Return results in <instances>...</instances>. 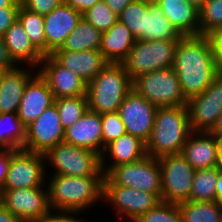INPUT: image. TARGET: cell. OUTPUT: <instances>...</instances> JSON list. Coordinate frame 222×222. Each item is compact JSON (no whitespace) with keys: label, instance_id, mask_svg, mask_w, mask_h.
Segmentation results:
<instances>
[{"label":"cell","instance_id":"24","mask_svg":"<svg viewBox=\"0 0 222 222\" xmlns=\"http://www.w3.org/2000/svg\"><path fill=\"white\" fill-rule=\"evenodd\" d=\"M163 15L182 36L200 35L199 9L185 0H160Z\"/></svg>","mask_w":222,"mask_h":222},{"label":"cell","instance_id":"15","mask_svg":"<svg viewBox=\"0 0 222 222\" xmlns=\"http://www.w3.org/2000/svg\"><path fill=\"white\" fill-rule=\"evenodd\" d=\"M103 199L110 202L118 215L124 216L128 222H134L161 201L156 193L119 185H103Z\"/></svg>","mask_w":222,"mask_h":222},{"label":"cell","instance_id":"43","mask_svg":"<svg viewBox=\"0 0 222 222\" xmlns=\"http://www.w3.org/2000/svg\"><path fill=\"white\" fill-rule=\"evenodd\" d=\"M12 150L0 149V189L3 187L11 162Z\"/></svg>","mask_w":222,"mask_h":222},{"label":"cell","instance_id":"6","mask_svg":"<svg viewBox=\"0 0 222 222\" xmlns=\"http://www.w3.org/2000/svg\"><path fill=\"white\" fill-rule=\"evenodd\" d=\"M178 40H136L122 62L132 81L151 71L173 67Z\"/></svg>","mask_w":222,"mask_h":222},{"label":"cell","instance_id":"42","mask_svg":"<svg viewBox=\"0 0 222 222\" xmlns=\"http://www.w3.org/2000/svg\"><path fill=\"white\" fill-rule=\"evenodd\" d=\"M208 36L212 43L215 61L222 73V27L215 29Z\"/></svg>","mask_w":222,"mask_h":222},{"label":"cell","instance_id":"26","mask_svg":"<svg viewBox=\"0 0 222 222\" xmlns=\"http://www.w3.org/2000/svg\"><path fill=\"white\" fill-rule=\"evenodd\" d=\"M135 41L129 28L117 21L102 33L99 51L108 63H122L130 53Z\"/></svg>","mask_w":222,"mask_h":222},{"label":"cell","instance_id":"52","mask_svg":"<svg viewBox=\"0 0 222 222\" xmlns=\"http://www.w3.org/2000/svg\"><path fill=\"white\" fill-rule=\"evenodd\" d=\"M187 3L192 4L197 9H200L206 0H185Z\"/></svg>","mask_w":222,"mask_h":222},{"label":"cell","instance_id":"3","mask_svg":"<svg viewBox=\"0 0 222 222\" xmlns=\"http://www.w3.org/2000/svg\"><path fill=\"white\" fill-rule=\"evenodd\" d=\"M49 205L53 211L82 212L103 198L104 176L74 177L53 174L49 179Z\"/></svg>","mask_w":222,"mask_h":222},{"label":"cell","instance_id":"49","mask_svg":"<svg viewBox=\"0 0 222 222\" xmlns=\"http://www.w3.org/2000/svg\"><path fill=\"white\" fill-rule=\"evenodd\" d=\"M215 191H216V201L222 205V171L218 175Z\"/></svg>","mask_w":222,"mask_h":222},{"label":"cell","instance_id":"48","mask_svg":"<svg viewBox=\"0 0 222 222\" xmlns=\"http://www.w3.org/2000/svg\"><path fill=\"white\" fill-rule=\"evenodd\" d=\"M211 134H213L218 139H222V114L217 119L214 127L210 131Z\"/></svg>","mask_w":222,"mask_h":222},{"label":"cell","instance_id":"23","mask_svg":"<svg viewBox=\"0 0 222 222\" xmlns=\"http://www.w3.org/2000/svg\"><path fill=\"white\" fill-rule=\"evenodd\" d=\"M9 55L17 65L26 63L29 67H38L44 55L33 45L23 26L17 20L2 36ZM24 62V63H23Z\"/></svg>","mask_w":222,"mask_h":222},{"label":"cell","instance_id":"29","mask_svg":"<svg viewBox=\"0 0 222 222\" xmlns=\"http://www.w3.org/2000/svg\"><path fill=\"white\" fill-rule=\"evenodd\" d=\"M26 139V127L20 121L17 112L0 113V149H23Z\"/></svg>","mask_w":222,"mask_h":222},{"label":"cell","instance_id":"45","mask_svg":"<svg viewBox=\"0 0 222 222\" xmlns=\"http://www.w3.org/2000/svg\"><path fill=\"white\" fill-rule=\"evenodd\" d=\"M100 0H64V2L81 14L93 7Z\"/></svg>","mask_w":222,"mask_h":222},{"label":"cell","instance_id":"32","mask_svg":"<svg viewBox=\"0 0 222 222\" xmlns=\"http://www.w3.org/2000/svg\"><path fill=\"white\" fill-rule=\"evenodd\" d=\"M18 21L27 33L33 45L45 56L46 38L44 31V16L25 9L22 5L18 13Z\"/></svg>","mask_w":222,"mask_h":222},{"label":"cell","instance_id":"12","mask_svg":"<svg viewBox=\"0 0 222 222\" xmlns=\"http://www.w3.org/2000/svg\"><path fill=\"white\" fill-rule=\"evenodd\" d=\"M64 136L65 129L62 127L58 108L54 103L26 127L23 149L44 154L48 149L64 142Z\"/></svg>","mask_w":222,"mask_h":222},{"label":"cell","instance_id":"51","mask_svg":"<svg viewBox=\"0 0 222 222\" xmlns=\"http://www.w3.org/2000/svg\"><path fill=\"white\" fill-rule=\"evenodd\" d=\"M216 167H218L220 170H222V139H219V145H218V149H217Z\"/></svg>","mask_w":222,"mask_h":222},{"label":"cell","instance_id":"17","mask_svg":"<svg viewBox=\"0 0 222 222\" xmlns=\"http://www.w3.org/2000/svg\"><path fill=\"white\" fill-rule=\"evenodd\" d=\"M81 17L80 12L65 2L44 16L46 55L52 54L64 45Z\"/></svg>","mask_w":222,"mask_h":222},{"label":"cell","instance_id":"50","mask_svg":"<svg viewBox=\"0 0 222 222\" xmlns=\"http://www.w3.org/2000/svg\"><path fill=\"white\" fill-rule=\"evenodd\" d=\"M21 0H0V8L4 7H20Z\"/></svg>","mask_w":222,"mask_h":222},{"label":"cell","instance_id":"47","mask_svg":"<svg viewBox=\"0 0 222 222\" xmlns=\"http://www.w3.org/2000/svg\"><path fill=\"white\" fill-rule=\"evenodd\" d=\"M0 222H22L0 203Z\"/></svg>","mask_w":222,"mask_h":222},{"label":"cell","instance_id":"5","mask_svg":"<svg viewBox=\"0 0 222 222\" xmlns=\"http://www.w3.org/2000/svg\"><path fill=\"white\" fill-rule=\"evenodd\" d=\"M43 155L44 160L53 165L54 174L74 177L104 176L101 155L94 150L62 142Z\"/></svg>","mask_w":222,"mask_h":222},{"label":"cell","instance_id":"16","mask_svg":"<svg viewBox=\"0 0 222 222\" xmlns=\"http://www.w3.org/2000/svg\"><path fill=\"white\" fill-rule=\"evenodd\" d=\"M40 65L38 72L48 83L55 99L87 95V83L51 55H45Z\"/></svg>","mask_w":222,"mask_h":222},{"label":"cell","instance_id":"22","mask_svg":"<svg viewBox=\"0 0 222 222\" xmlns=\"http://www.w3.org/2000/svg\"><path fill=\"white\" fill-rule=\"evenodd\" d=\"M106 152L108 154H105ZM105 155L113 160L111 166L105 162ZM146 155V143L136 136L125 133L105 147L101 155V167L105 175L112 167L136 162Z\"/></svg>","mask_w":222,"mask_h":222},{"label":"cell","instance_id":"21","mask_svg":"<svg viewBox=\"0 0 222 222\" xmlns=\"http://www.w3.org/2000/svg\"><path fill=\"white\" fill-rule=\"evenodd\" d=\"M219 139L210 132H192L181 151L182 156L195 169L216 167Z\"/></svg>","mask_w":222,"mask_h":222},{"label":"cell","instance_id":"36","mask_svg":"<svg viewBox=\"0 0 222 222\" xmlns=\"http://www.w3.org/2000/svg\"><path fill=\"white\" fill-rule=\"evenodd\" d=\"M134 222H183L178 204L160 201Z\"/></svg>","mask_w":222,"mask_h":222},{"label":"cell","instance_id":"30","mask_svg":"<svg viewBox=\"0 0 222 222\" xmlns=\"http://www.w3.org/2000/svg\"><path fill=\"white\" fill-rule=\"evenodd\" d=\"M183 222H222V205L217 201L178 203Z\"/></svg>","mask_w":222,"mask_h":222},{"label":"cell","instance_id":"2","mask_svg":"<svg viewBox=\"0 0 222 222\" xmlns=\"http://www.w3.org/2000/svg\"><path fill=\"white\" fill-rule=\"evenodd\" d=\"M192 132L186 105L158 107L146 153L154 158L180 154Z\"/></svg>","mask_w":222,"mask_h":222},{"label":"cell","instance_id":"39","mask_svg":"<svg viewBox=\"0 0 222 222\" xmlns=\"http://www.w3.org/2000/svg\"><path fill=\"white\" fill-rule=\"evenodd\" d=\"M63 3L64 0H21V5L25 9L38 13L42 16L47 15Z\"/></svg>","mask_w":222,"mask_h":222},{"label":"cell","instance_id":"31","mask_svg":"<svg viewBox=\"0 0 222 222\" xmlns=\"http://www.w3.org/2000/svg\"><path fill=\"white\" fill-rule=\"evenodd\" d=\"M222 170L218 167L195 170L189 201H216V183Z\"/></svg>","mask_w":222,"mask_h":222},{"label":"cell","instance_id":"28","mask_svg":"<svg viewBox=\"0 0 222 222\" xmlns=\"http://www.w3.org/2000/svg\"><path fill=\"white\" fill-rule=\"evenodd\" d=\"M101 36L102 32L82 16L61 48L70 52L99 50Z\"/></svg>","mask_w":222,"mask_h":222},{"label":"cell","instance_id":"8","mask_svg":"<svg viewBox=\"0 0 222 222\" xmlns=\"http://www.w3.org/2000/svg\"><path fill=\"white\" fill-rule=\"evenodd\" d=\"M103 185H119L150 193L161 198V171L158 158L146 155L133 163L112 167L105 175Z\"/></svg>","mask_w":222,"mask_h":222},{"label":"cell","instance_id":"25","mask_svg":"<svg viewBox=\"0 0 222 222\" xmlns=\"http://www.w3.org/2000/svg\"><path fill=\"white\" fill-rule=\"evenodd\" d=\"M31 70L22 67L3 70L0 79V113L18 111L28 81L33 77Z\"/></svg>","mask_w":222,"mask_h":222},{"label":"cell","instance_id":"13","mask_svg":"<svg viewBox=\"0 0 222 222\" xmlns=\"http://www.w3.org/2000/svg\"><path fill=\"white\" fill-rule=\"evenodd\" d=\"M42 187L0 189V203L22 222H29L51 209L48 188Z\"/></svg>","mask_w":222,"mask_h":222},{"label":"cell","instance_id":"46","mask_svg":"<svg viewBox=\"0 0 222 222\" xmlns=\"http://www.w3.org/2000/svg\"><path fill=\"white\" fill-rule=\"evenodd\" d=\"M110 9L118 16L122 10L134 0H104Z\"/></svg>","mask_w":222,"mask_h":222},{"label":"cell","instance_id":"38","mask_svg":"<svg viewBox=\"0 0 222 222\" xmlns=\"http://www.w3.org/2000/svg\"><path fill=\"white\" fill-rule=\"evenodd\" d=\"M103 151L105 147L126 133L125 125L118 112L101 114Z\"/></svg>","mask_w":222,"mask_h":222},{"label":"cell","instance_id":"34","mask_svg":"<svg viewBox=\"0 0 222 222\" xmlns=\"http://www.w3.org/2000/svg\"><path fill=\"white\" fill-rule=\"evenodd\" d=\"M118 21L125 24L136 40L145 41V0H134L118 15Z\"/></svg>","mask_w":222,"mask_h":222},{"label":"cell","instance_id":"40","mask_svg":"<svg viewBox=\"0 0 222 222\" xmlns=\"http://www.w3.org/2000/svg\"><path fill=\"white\" fill-rule=\"evenodd\" d=\"M51 211L54 212L50 209L46 214L34 218L29 222H84V220L73 217V212L58 210V212L54 214L51 213Z\"/></svg>","mask_w":222,"mask_h":222},{"label":"cell","instance_id":"7","mask_svg":"<svg viewBox=\"0 0 222 222\" xmlns=\"http://www.w3.org/2000/svg\"><path fill=\"white\" fill-rule=\"evenodd\" d=\"M133 89L157 107L187 105L173 67L151 71L133 81Z\"/></svg>","mask_w":222,"mask_h":222},{"label":"cell","instance_id":"44","mask_svg":"<svg viewBox=\"0 0 222 222\" xmlns=\"http://www.w3.org/2000/svg\"><path fill=\"white\" fill-rule=\"evenodd\" d=\"M17 65L11 59L8 49L4 43L2 37H0V69L1 70H9L13 69Z\"/></svg>","mask_w":222,"mask_h":222},{"label":"cell","instance_id":"20","mask_svg":"<svg viewBox=\"0 0 222 222\" xmlns=\"http://www.w3.org/2000/svg\"><path fill=\"white\" fill-rule=\"evenodd\" d=\"M50 55L87 84L108 64L99 50L70 52L59 48Z\"/></svg>","mask_w":222,"mask_h":222},{"label":"cell","instance_id":"9","mask_svg":"<svg viewBox=\"0 0 222 222\" xmlns=\"http://www.w3.org/2000/svg\"><path fill=\"white\" fill-rule=\"evenodd\" d=\"M161 171V201L178 204L188 201L195 169L182 154L158 158Z\"/></svg>","mask_w":222,"mask_h":222},{"label":"cell","instance_id":"4","mask_svg":"<svg viewBox=\"0 0 222 222\" xmlns=\"http://www.w3.org/2000/svg\"><path fill=\"white\" fill-rule=\"evenodd\" d=\"M133 90V81L122 63H108L88 84V109L99 114L118 112Z\"/></svg>","mask_w":222,"mask_h":222},{"label":"cell","instance_id":"14","mask_svg":"<svg viewBox=\"0 0 222 222\" xmlns=\"http://www.w3.org/2000/svg\"><path fill=\"white\" fill-rule=\"evenodd\" d=\"M157 108L133 89L123 99L118 110L126 133L136 136L146 143L153 130Z\"/></svg>","mask_w":222,"mask_h":222},{"label":"cell","instance_id":"41","mask_svg":"<svg viewBox=\"0 0 222 222\" xmlns=\"http://www.w3.org/2000/svg\"><path fill=\"white\" fill-rule=\"evenodd\" d=\"M20 7L0 8V37L18 20Z\"/></svg>","mask_w":222,"mask_h":222},{"label":"cell","instance_id":"18","mask_svg":"<svg viewBox=\"0 0 222 222\" xmlns=\"http://www.w3.org/2000/svg\"><path fill=\"white\" fill-rule=\"evenodd\" d=\"M55 98L46 80L39 72L28 81L17 115L25 127L34 122L43 111L54 104Z\"/></svg>","mask_w":222,"mask_h":222},{"label":"cell","instance_id":"37","mask_svg":"<svg viewBox=\"0 0 222 222\" xmlns=\"http://www.w3.org/2000/svg\"><path fill=\"white\" fill-rule=\"evenodd\" d=\"M82 16L102 33L118 21V16L110 9L104 0H100L88 9Z\"/></svg>","mask_w":222,"mask_h":222},{"label":"cell","instance_id":"10","mask_svg":"<svg viewBox=\"0 0 222 222\" xmlns=\"http://www.w3.org/2000/svg\"><path fill=\"white\" fill-rule=\"evenodd\" d=\"M191 129L194 132H210L222 114V73L207 89L187 99Z\"/></svg>","mask_w":222,"mask_h":222},{"label":"cell","instance_id":"54","mask_svg":"<svg viewBox=\"0 0 222 222\" xmlns=\"http://www.w3.org/2000/svg\"><path fill=\"white\" fill-rule=\"evenodd\" d=\"M2 71H3V70L0 69V79H1V76H2Z\"/></svg>","mask_w":222,"mask_h":222},{"label":"cell","instance_id":"35","mask_svg":"<svg viewBox=\"0 0 222 222\" xmlns=\"http://www.w3.org/2000/svg\"><path fill=\"white\" fill-rule=\"evenodd\" d=\"M200 35L208 36L222 27V0H206L199 9Z\"/></svg>","mask_w":222,"mask_h":222},{"label":"cell","instance_id":"19","mask_svg":"<svg viewBox=\"0 0 222 222\" xmlns=\"http://www.w3.org/2000/svg\"><path fill=\"white\" fill-rule=\"evenodd\" d=\"M64 142L103 154L101 114L87 110L73 125L65 129Z\"/></svg>","mask_w":222,"mask_h":222},{"label":"cell","instance_id":"1","mask_svg":"<svg viewBox=\"0 0 222 222\" xmlns=\"http://www.w3.org/2000/svg\"><path fill=\"white\" fill-rule=\"evenodd\" d=\"M173 68L187 99L204 92L220 75L209 36H182L176 45Z\"/></svg>","mask_w":222,"mask_h":222},{"label":"cell","instance_id":"11","mask_svg":"<svg viewBox=\"0 0 222 222\" xmlns=\"http://www.w3.org/2000/svg\"><path fill=\"white\" fill-rule=\"evenodd\" d=\"M43 153L24 149L12 150L7 177L1 189L35 188L44 186L46 163Z\"/></svg>","mask_w":222,"mask_h":222},{"label":"cell","instance_id":"53","mask_svg":"<svg viewBox=\"0 0 222 222\" xmlns=\"http://www.w3.org/2000/svg\"><path fill=\"white\" fill-rule=\"evenodd\" d=\"M150 4H157L160 0H146Z\"/></svg>","mask_w":222,"mask_h":222},{"label":"cell","instance_id":"27","mask_svg":"<svg viewBox=\"0 0 222 222\" xmlns=\"http://www.w3.org/2000/svg\"><path fill=\"white\" fill-rule=\"evenodd\" d=\"M181 37L158 4H150L145 0V41L179 40Z\"/></svg>","mask_w":222,"mask_h":222},{"label":"cell","instance_id":"33","mask_svg":"<svg viewBox=\"0 0 222 222\" xmlns=\"http://www.w3.org/2000/svg\"><path fill=\"white\" fill-rule=\"evenodd\" d=\"M59 118L64 129L73 125L88 110L87 95L55 99Z\"/></svg>","mask_w":222,"mask_h":222}]
</instances>
